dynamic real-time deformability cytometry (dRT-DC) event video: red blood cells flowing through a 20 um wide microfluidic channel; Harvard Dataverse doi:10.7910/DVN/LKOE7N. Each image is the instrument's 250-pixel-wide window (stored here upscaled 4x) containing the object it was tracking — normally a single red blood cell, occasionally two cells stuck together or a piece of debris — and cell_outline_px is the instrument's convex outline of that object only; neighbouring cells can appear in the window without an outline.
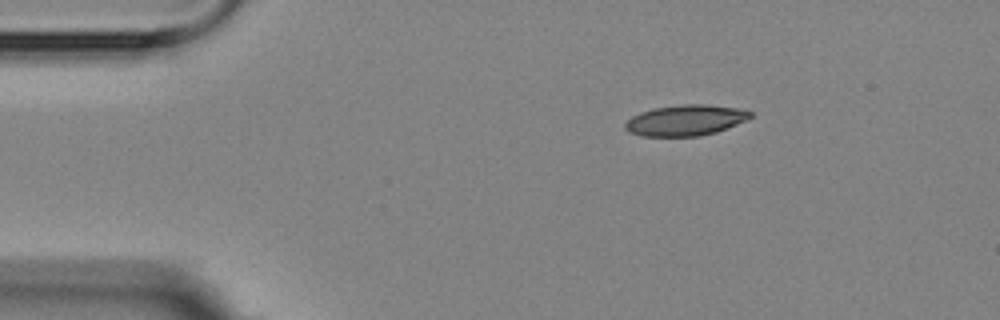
{"species": "Egyptian fruit bat (a non-hibernating species)", "species_latin": "Rousettus aegyptiacus", "temperature_condition": "room temperature", "stored_images_in_passage": 3, "camera_frame_rate_fps": 3000, "um_per_image_px": 0.085, "animal": {"sex": "female"}, "frame": {"image": 1, "passage_image": 1, "time_ms": 0.0, "image_size_px": [1000, 320], "cell_outline_px": [[752, 116], [748, 120], [716, 132], [700, 136], [644, 136], [628, 132], [624, 128], [624, 124], [632, 116], [640, 112], [652, 108], [684, 104], [708, 104], [736, 108], [752, 112]], "centroid_in_image_um": [58.26, 10.22], "position_along_channel_um": 26.7, "area_um2": 22.54}}